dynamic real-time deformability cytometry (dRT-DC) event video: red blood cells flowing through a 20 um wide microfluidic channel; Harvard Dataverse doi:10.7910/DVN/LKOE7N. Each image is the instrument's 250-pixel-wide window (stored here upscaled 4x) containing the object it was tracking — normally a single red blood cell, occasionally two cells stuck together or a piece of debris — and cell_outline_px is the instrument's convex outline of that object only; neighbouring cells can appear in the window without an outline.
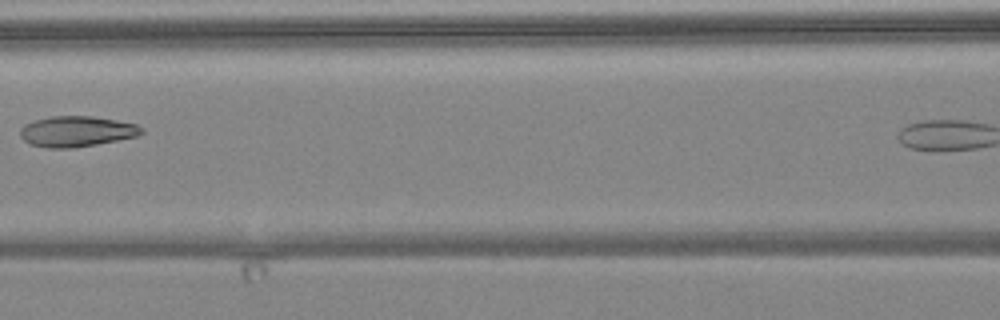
{"species": "common noctule bat (a hibernating species)", "species_latin": "Nyctalus noctula", "temperature_condition": "warm", "stored_images_in_passage": 5, "camera_frame_rate_fps": 3000, "um_per_image_px": 0.085, "animal": {"sex": "female", "body_mass_g": 24.6, "forearm_length_mm": 56.2}, "frame": {"image": 1, "passage_image": 4, "time_ms": 3.667, "image_size_px": [1000, 320], "cell_outline_px": [[144, 132], [136, 136], [96, 144], [72, 148], [48, 148], [32, 144], [24, 140], [20, 136], [20, 128], [24, 124], [36, 120], [52, 116], [92, 116], [116, 120], [136, 124], [144, 128]], "centroid_in_image_um": [6.51, 11.16], "position_along_channel_um": 160.1, "area_um2": 21.5}}